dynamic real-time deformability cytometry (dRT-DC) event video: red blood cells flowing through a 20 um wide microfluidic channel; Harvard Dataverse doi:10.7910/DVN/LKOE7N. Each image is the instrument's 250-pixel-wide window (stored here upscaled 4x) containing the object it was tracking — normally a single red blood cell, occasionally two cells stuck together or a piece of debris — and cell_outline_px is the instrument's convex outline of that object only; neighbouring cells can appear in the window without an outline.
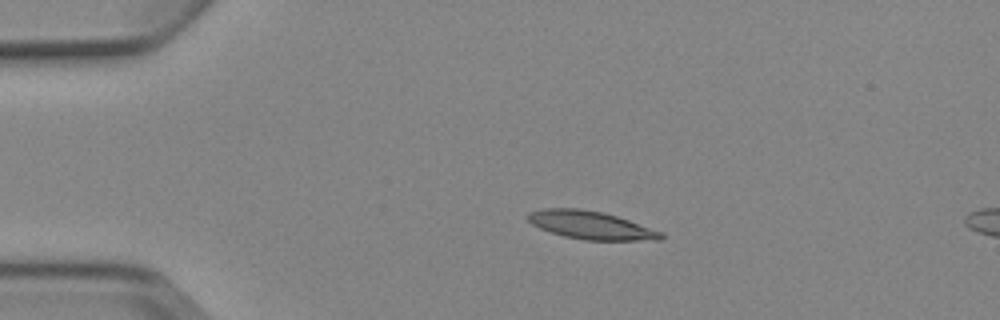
{"species": "Egyptian fruit bat (a non-hibernating species)", "species_latin": "Rousettus aegyptiacus", "temperature_condition": "cold", "stored_images_in_passage": 6, "camera_frame_rate_fps": 3000, "um_per_image_px": 0.085, "animal": {"sex": "female"}, "frame": {"image": 1, "passage_image": 4, "time_ms": 3.667, "image_size_px": [1000, 320], "cell_outline_px": [[664, 236], [660, 240], [584, 240], [564, 236], [540, 228], [532, 224], [524, 216], [528, 212], [544, 208], [580, 208], [604, 212], [664, 232]], "centroid_in_image_um": [50.2, 19.13], "position_along_channel_um": 34.8, "area_um2": 21.85}}